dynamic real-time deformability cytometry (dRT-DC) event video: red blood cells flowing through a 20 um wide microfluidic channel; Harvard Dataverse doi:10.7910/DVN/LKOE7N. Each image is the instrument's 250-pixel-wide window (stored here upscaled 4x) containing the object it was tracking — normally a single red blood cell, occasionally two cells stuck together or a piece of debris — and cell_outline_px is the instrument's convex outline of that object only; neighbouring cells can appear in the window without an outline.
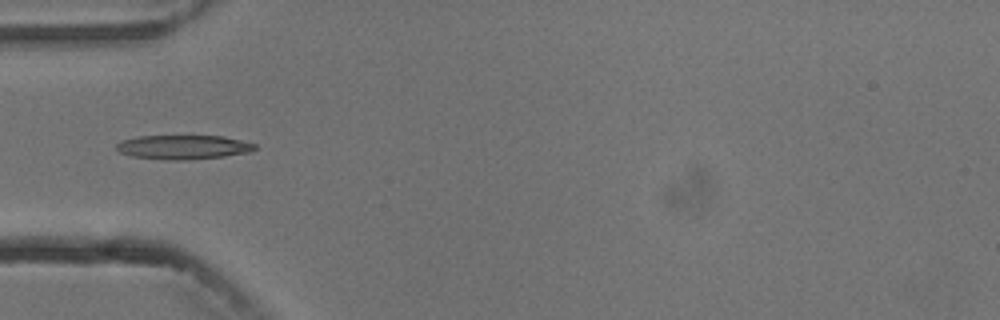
{"species": "common noctule bat (a hibernating species)", "species_latin": "Nyctalus noctula", "temperature_condition": "cold", "stored_images_in_passage": 13, "camera_frame_rate_fps": 3000, "um_per_image_px": 0.085, "animal": {"sex": "male", "body_mass_g": 13.3}, "frame": {"image": 1, "passage_image": 3, "time_ms": 3.333, "image_size_px": [1000, 320], "cell_outline_px": [[256, 148], [252, 152], [224, 156], [184, 160], [168, 160], [132, 156], [120, 152], [116, 148], [116, 144], [120, 140], [136, 136], [224, 136], [256, 144]], "centroid_in_image_um": [15.57, 12.5], "position_along_channel_um": 69.4, "area_um2": 19.54}}
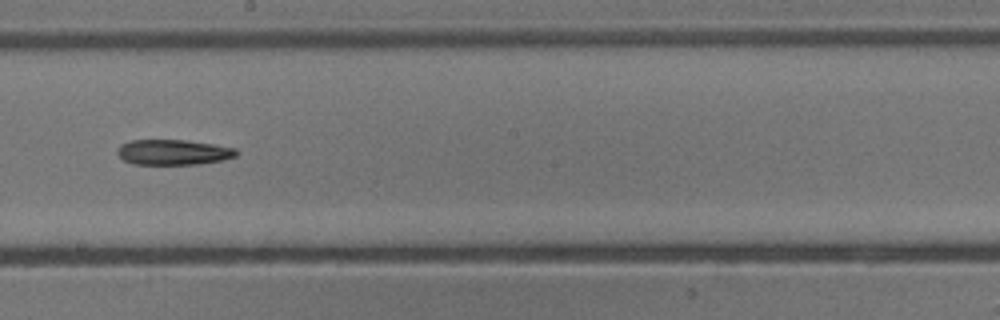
{"frame": {"image": 2, "passage_image": 7, "time_ms": 7.667, "image_size_px": [1000, 320], "cell_outline_px": [[240, 152], [236, 156], [224, 160], [200, 164], [132, 164], [124, 160], [116, 152], [120, 144], [132, 140], [188, 140], [236, 148]], "centroid_in_image_um": [14.76, 12.94], "position_along_channel_um": 233.4, "area_um2": 17.69}}
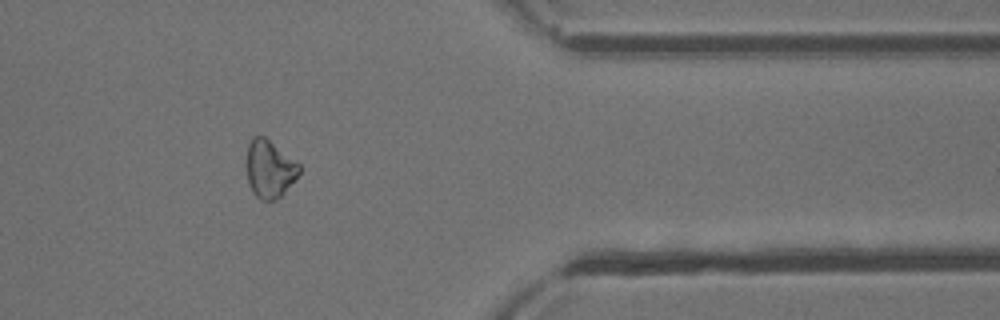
{"frame": {"image": 3, "passage_image": 11, "time_ms": 12.333, "image_size_px": [1000, 320], "cell_outline_px": [[300, 172], [284, 192], [276, 200], [260, 200], [252, 192], [248, 184], [244, 164], [248, 144], [252, 136], [264, 136], [296, 160], [300, 164]], "centroid_in_image_um": [22.86, 14.34], "position_along_channel_um": 388.5, "area_um2": 18.09}, "authors_computed_cell_mechanics": {"area_um2": 18.785, "velocity_mm_per_s": 3.7585, "shape_relaxation_time_tau1_ms": 5.9969, "shape_relaxation_time_tau2_ms": null, "deformation_change_tau1": 0.0797, "deformation_change_tau2": null}}